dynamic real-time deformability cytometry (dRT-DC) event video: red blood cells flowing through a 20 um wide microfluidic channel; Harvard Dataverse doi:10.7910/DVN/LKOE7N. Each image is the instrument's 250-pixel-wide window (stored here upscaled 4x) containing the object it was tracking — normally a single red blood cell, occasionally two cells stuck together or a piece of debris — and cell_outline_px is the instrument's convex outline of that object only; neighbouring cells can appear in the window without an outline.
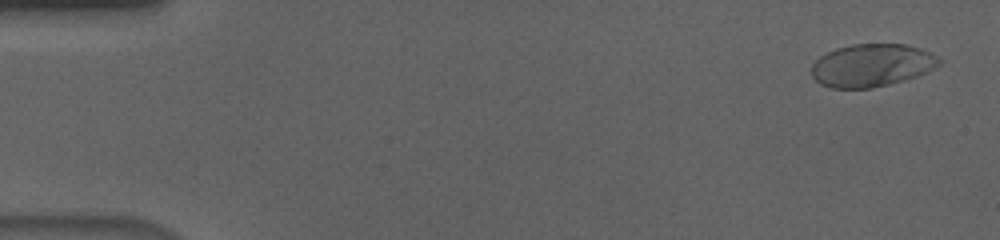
{"species": "human", "species_latin": "Homo sapiens", "temperature_condition": "cold", "stored_images_in_passage": 57, "camera_frame_rate_fps": 3000, "um_per_image_px": 0.085, "donor": {"sex": "male"}, "frame": {"image": 1, "passage_image": 3, "time_ms": 0.667, "image_size_px": [1000, 240], "cell_outline_px": [[940, 64], [928, 72], [904, 80], [872, 88], [832, 88], [820, 84], [812, 76], [812, 64], [820, 56], [836, 48], [852, 44], [908, 44], [920, 48], [936, 56], [940, 60]], "centroid_in_image_um": [74.09, 5.55], "position_along_channel_um": 10.9, "area_um2": 31.73}}
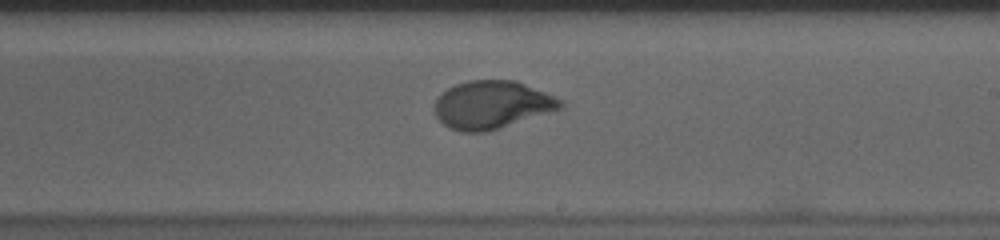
{"frame": {"image": 2, "passage_image": 34, "time_ms": 11.0, "image_size_px": [1000, 240], "cell_outline_px": [[564, 104], [560, 108], [548, 112], [484, 132], [460, 132], [448, 128], [436, 116], [432, 108], [436, 100], [448, 88], [456, 84], [468, 80], [516, 80], [564, 100]], "centroid_in_image_um": [41.77, 8.89], "position_along_channel_um": 247.2, "area_um2": 34.8}}
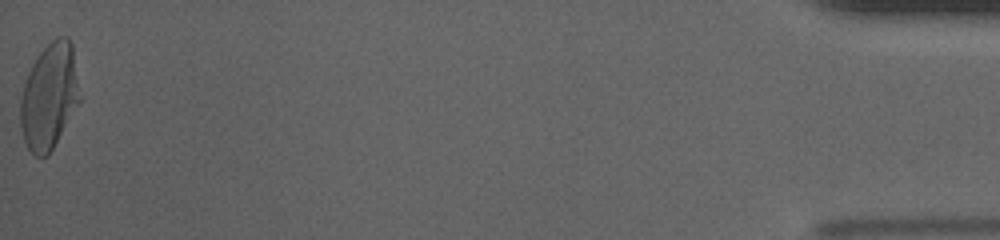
{"frame": {"image": 3, "passage_image": 57, "time_ms": 18.667, "image_size_px": [1000, 240], "cell_outline_px": [[80, 100], [48, 156], [36, 156], [28, 148], [24, 140], [20, 124], [20, 100], [24, 84], [28, 72], [36, 56], [52, 40], [60, 36], [68, 36], [72, 44]], "centroid_in_image_um": [4.16, 8.18], "position_along_channel_um": 431.0, "area_um2": 36.13}, "authors_computed_cell_mechanics": {"area_um2": 34.4488, "velocity_mm_per_s": 3.6395, "shape_relaxation_time_tau1_ms": 4.0744, "shape_relaxation_time_tau2_ms": null, "deformation_change_tau1": 0.1965, "deformation_change_tau2": null}}